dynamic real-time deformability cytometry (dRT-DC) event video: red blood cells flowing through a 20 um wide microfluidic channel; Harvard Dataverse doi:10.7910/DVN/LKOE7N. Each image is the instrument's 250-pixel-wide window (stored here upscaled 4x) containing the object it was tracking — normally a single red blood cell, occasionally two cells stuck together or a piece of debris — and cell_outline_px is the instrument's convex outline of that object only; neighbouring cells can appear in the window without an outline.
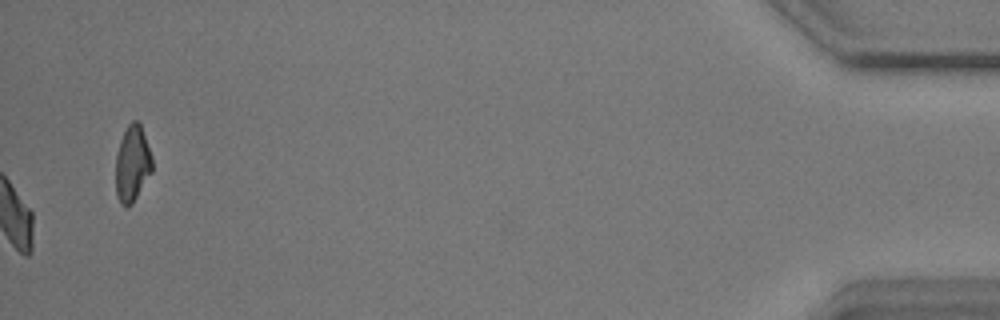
{"species": "common noctule bat (a hibernating species)", "species_latin": "Nyctalus noctula", "temperature_condition": "warm", "stored_images_in_passage": 40, "camera_frame_rate_fps": 3000, "um_per_image_px": 0.085, "animal": {"sex": "male", "body_mass_g": 17.9}, "frame": {"image": 1, "passage_image": 40, "time_ms": 13.0, "image_size_px": [1000, 320], "cell_outline_px": [[152, 172], [132, 204], [120, 204], [116, 196], [116, 156], [120, 140], [128, 124], [132, 120], [136, 120], [140, 124], [152, 156]], "centroid_in_image_um": [11.25, 13.91], "position_along_channel_um": 424.0, "area_um2": 16.07}, "authors_computed_cell_mechanics": {"area_um2": 16.8776, "velocity_mm_per_s": 3.602, "shape_relaxation_time_tau1_ms": 3.1877, "shape_relaxation_time_tau2_ms": 3.9046, "deformation_change_tau1": 0.1381, "deformation_change_tau2": 0.0857}}